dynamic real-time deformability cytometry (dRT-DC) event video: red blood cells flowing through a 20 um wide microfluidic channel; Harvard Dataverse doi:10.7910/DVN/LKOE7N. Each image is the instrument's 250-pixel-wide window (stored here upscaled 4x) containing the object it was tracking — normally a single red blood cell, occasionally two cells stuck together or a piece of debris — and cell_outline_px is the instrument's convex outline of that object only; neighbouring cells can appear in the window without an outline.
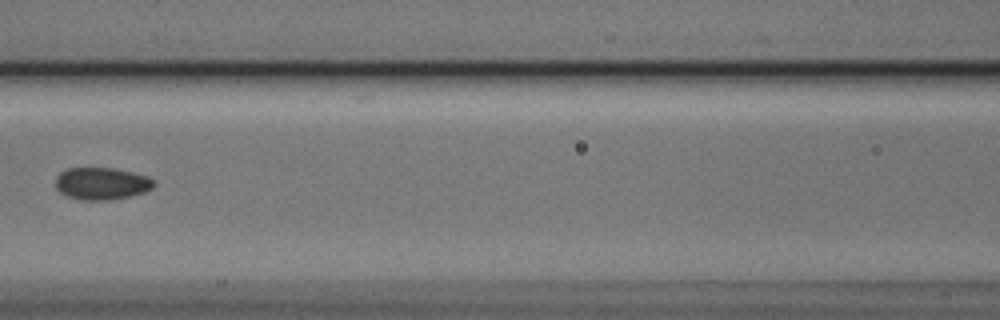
{"species": "Egyptian fruit bat (a non-hibernating species)", "species_latin": "Rousettus aegyptiacus", "temperature_condition": "cold", "stored_images_in_passage": 7, "camera_frame_rate_fps": 3000, "um_per_image_px": 0.085, "animal": {"sex": "male"}, "frame": {"image": 1, "passage_image": 7, "time_ms": 2.0, "image_size_px": [1000, 320], "cell_outline_px": [[156, 184], [152, 188], [144, 192], [132, 196], [112, 200], [80, 200], [64, 196], [56, 188], [56, 176], [60, 172], [68, 168], [112, 168], [132, 172], [148, 176]], "centroid_in_image_um": [8.62, 15.61], "position_along_channel_um": 158.0, "area_um2": 18.67}}